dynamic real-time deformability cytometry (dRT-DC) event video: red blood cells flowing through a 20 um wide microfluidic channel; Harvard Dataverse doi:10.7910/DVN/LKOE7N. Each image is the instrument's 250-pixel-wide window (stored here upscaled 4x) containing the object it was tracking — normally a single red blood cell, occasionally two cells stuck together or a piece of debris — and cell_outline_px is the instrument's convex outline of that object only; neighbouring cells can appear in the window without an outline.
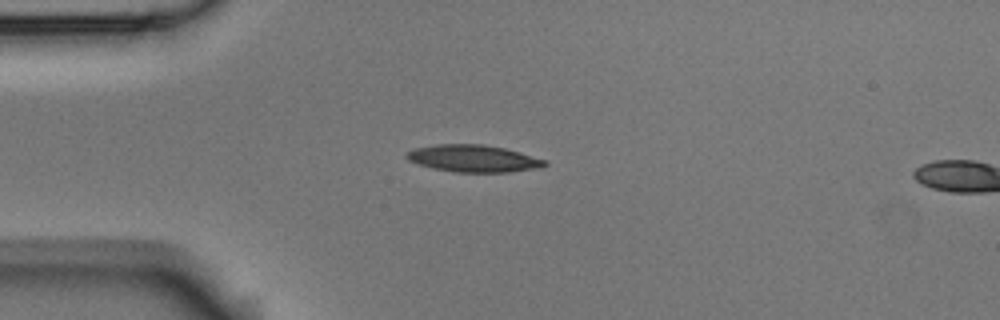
{"species": "Egyptian fruit bat (a non-hibernating species)", "species_latin": "Rousettus aegyptiacus", "temperature_condition": "room temperature", "stored_images_in_passage": 3, "camera_frame_rate_fps": 3000, "um_per_image_px": 0.085, "animal": {"sex": "male"}, "frame": {"image": 1, "passage_image": 1, "time_ms": 0.0, "image_size_px": [1000, 320], "cell_outline_px": [[548, 164], [540, 168], [508, 172], [456, 172], [432, 168], [408, 160], [404, 156], [412, 148], [436, 144], [480, 144], [504, 148], [520, 152], [548, 160]], "centroid_in_image_um": [40.25, 13.47], "position_along_channel_um": 44.7, "area_um2": 21.91}}